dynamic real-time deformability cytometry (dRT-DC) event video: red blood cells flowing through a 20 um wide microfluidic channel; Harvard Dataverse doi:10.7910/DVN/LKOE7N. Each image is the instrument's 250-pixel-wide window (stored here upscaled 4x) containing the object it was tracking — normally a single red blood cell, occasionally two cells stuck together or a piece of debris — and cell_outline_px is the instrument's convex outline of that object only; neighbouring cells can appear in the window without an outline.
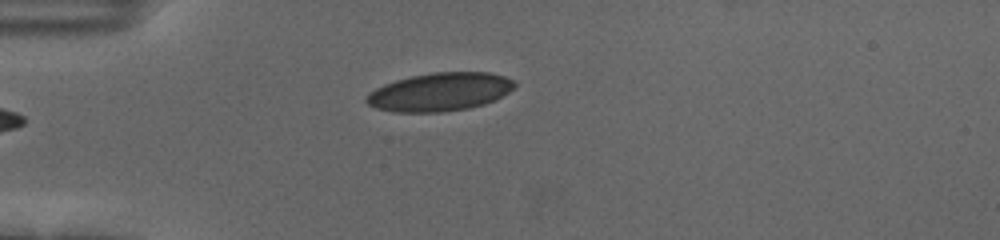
{"species": "human", "species_latin": "Homo sapiens", "temperature_condition": "cold", "stored_images_in_passage": 41, "camera_frame_rate_fps": 3000, "um_per_image_px": 0.085, "donor": {"sex": "female"}, "frame": {"image": 1, "passage_image": 1, "time_ms": 0.0, "image_size_px": [1000, 240], "cell_outline_px": [[516, 84], [508, 92], [484, 104], [468, 108], [444, 112], [392, 112], [376, 108], [368, 104], [364, 100], [368, 92], [384, 84], [396, 80], [412, 76], [436, 72], [488, 72], [504, 76], [512, 80]], "centroid_in_image_um": [37.33, 7.82], "position_along_channel_um": 47.7, "area_um2": 32.89}}
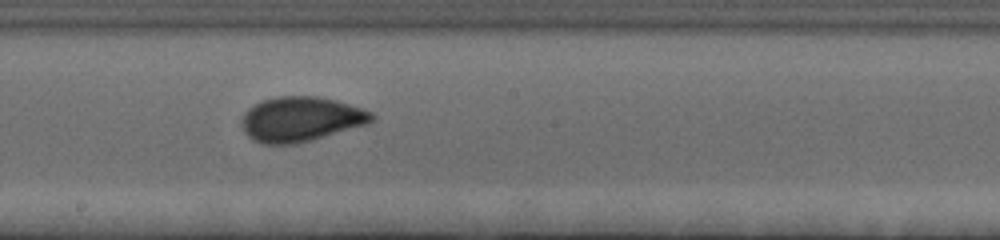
{"frame": {"image": 2, "passage_image": 17, "time_ms": 5.333, "image_size_px": [1000, 240], "cell_outline_px": [[376, 116], [368, 124], [312, 140], [296, 144], [260, 144], [252, 140], [244, 132], [244, 112], [248, 108], [260, 100], [276, 96], [316, 96], [336, 100], [372, 112]], "centroid_in_image_um": [25.57, 10.13], "position_along_channel_um": 222.6, "area_um2": 33.99}}
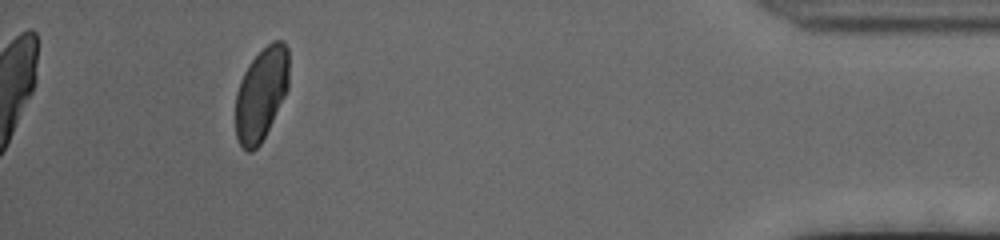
{"frame": {"image": 3, "passage_image": 37, "time_ms": 12.0, "image_size_px": [1000, 240], "cell_outline_px": [[288, 88], [260, 144], [252, 152], [248, 152], [240, 144], [236, 136], [236, 92], [240, 80], [248, 64], [272, 40], [284, 40], [288, 48]], "centroid_in_image_um": [22.2, 7.95], "position_along_channel_um": 413.0, "area_um2": 28.61}, "authors_computed_cell_mechanics": {"area_um2": 31.9634, "velocity_mm_per_s": 3.6665, "shape_relaxation_time_tau1_ms": 4.3658, "shape_relaxation_time_tau2_ms": null, "deformation_change_tau1": 0.1336, "deformation_change_tau2": null}}